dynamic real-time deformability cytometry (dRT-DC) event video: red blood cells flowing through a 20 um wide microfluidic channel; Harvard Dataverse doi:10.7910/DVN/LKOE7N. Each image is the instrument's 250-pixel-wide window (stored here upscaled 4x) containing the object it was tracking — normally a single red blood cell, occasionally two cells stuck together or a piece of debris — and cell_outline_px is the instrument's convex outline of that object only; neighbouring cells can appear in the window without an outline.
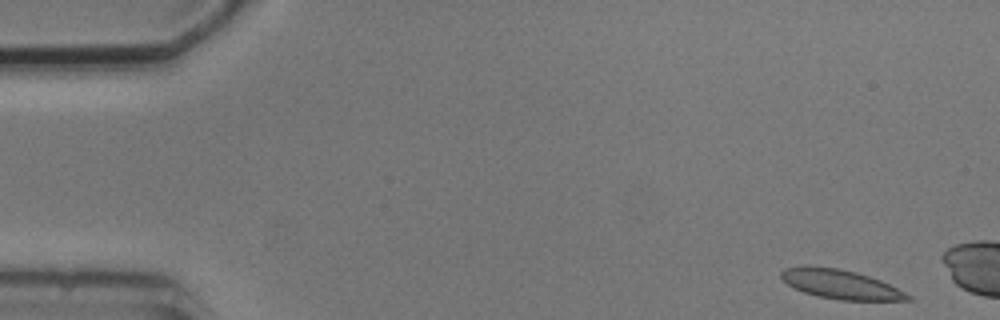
{"species": "common noctule bat (a hibernating species)", "species_latin": "Nyctalus noctula", "temperature_condition": "cold", "stored_images_in_passage": 4, "camera_frame_rate_fps": 3000, "um_per_image_px": 0.085, "animal": {"sex": "male", "body_mass_g": 20.5, "forearm_length_mm": 52.5}, "frame": {"image": 1, "passage_image": 1, "time_ms": 0.0, "image_size_px": [1000, 320], "cell_outline_px": [[916, 300], [840, 300], [816, 296], [804, 292], [788, 284], [780, 276], [780, 272], [784, 268], [804, 264], [808, 264], [840, 268], [856, 272], [880, 280], [912, 296]], "centroid_in_image_um": [71.4, 24.14], "position_along_channel_um": 13.6, "area_um2": 21.73}}